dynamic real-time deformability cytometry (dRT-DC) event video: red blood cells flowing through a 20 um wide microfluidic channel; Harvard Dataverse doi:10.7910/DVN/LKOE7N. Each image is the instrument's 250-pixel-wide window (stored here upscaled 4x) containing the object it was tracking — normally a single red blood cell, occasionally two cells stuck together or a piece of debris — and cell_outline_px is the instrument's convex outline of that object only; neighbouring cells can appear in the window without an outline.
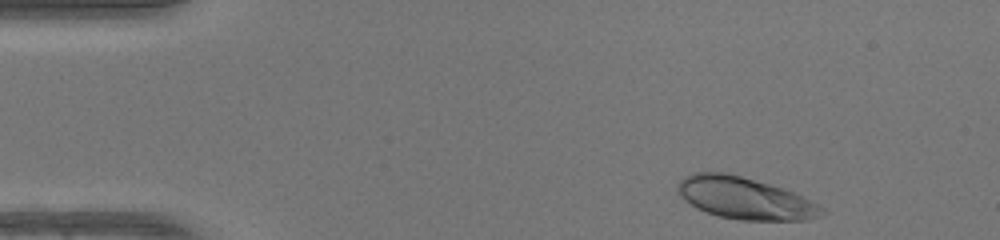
{"species": "human", "species_latin": "Homo sapiens", "temperature_condition": "warm", "stored_images_in_passage": 45, "camera_frame_rate_fps": 3000, "um_per_image_px": 0.085, "donor": {"sex": "female"}, "frame": {"image": 1, "passage_image": 2, "time_ms": 0.333, "image_size_px": [1000, 240], "cell_outline_px": [[828, 212], [820, 216], [808, 220], [740, 220], [720, 216], [696, 208], [684, 200], [680, 196], [676, 188], [680, 180], [684, 176], [692, 172], [728, 172], [768, 184], [792, 192], [824, 208]], "centroid_in_image_um": [63.27, 16.84], "position_along_channel_um": 21.7, "area_um2": 34.97}}
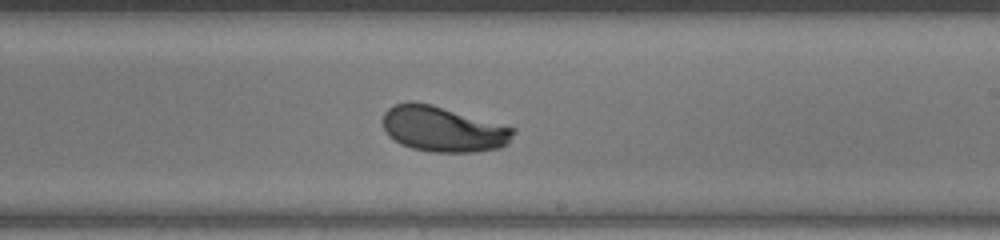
{"frame": {"image": 2, "passage_image": 25, "time_ms": 8.0, "image_size_px": [1000, 240], "cell_outline_px": [[516, 132], [508, 144], [500, 148], [476, 152], [432, 152], [412, 148], [400, 144], [388, 136], [380, 120], [384, 112], [388, 108], [396, 104], [408, 100], [412, 100], [432, 104], [516, 128]], "centroid_in_image_um": [37.64, 10.96], "position_along_channel_um": 251.4, "area_um2": 35.08}}
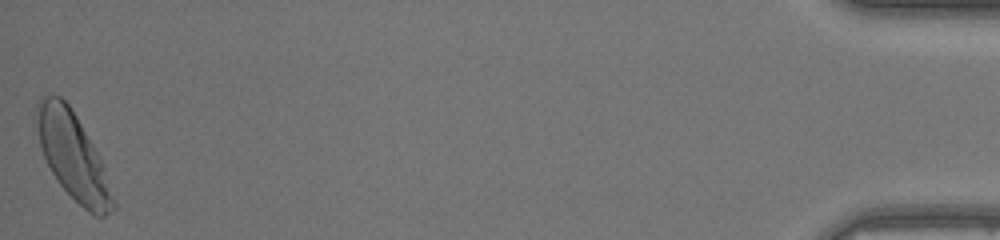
{"frame": {"image": 3, "passage_image": 45, "time_ms": 14.667, "image_size_px": [1000, 240], "cell_outline_px": [[116, 208], [104, 216], [92, 216], [56, 180], [44, 156], [40, 144], [36, 112], [36, 104], [40, 96], [60, 96], [68, 104], [76, 116], [92, 144], [104, 168], [116, 200]], "centroid_in_image_um": [6.22, 13.3], "position_along_channel_um": 429.0, "area_um2": 37.8}, "authors_computed_cell_mechanics": {"area_um2": 34.969, "velocity_mm_per_s": 4.1702, "shape_relaxation_time_tau1_ms": 2.7507, "shape_relaxation_time_tau2_ms": null, "deformation_change_tau1": 0.1687, "deformation_change_tau2": null}}